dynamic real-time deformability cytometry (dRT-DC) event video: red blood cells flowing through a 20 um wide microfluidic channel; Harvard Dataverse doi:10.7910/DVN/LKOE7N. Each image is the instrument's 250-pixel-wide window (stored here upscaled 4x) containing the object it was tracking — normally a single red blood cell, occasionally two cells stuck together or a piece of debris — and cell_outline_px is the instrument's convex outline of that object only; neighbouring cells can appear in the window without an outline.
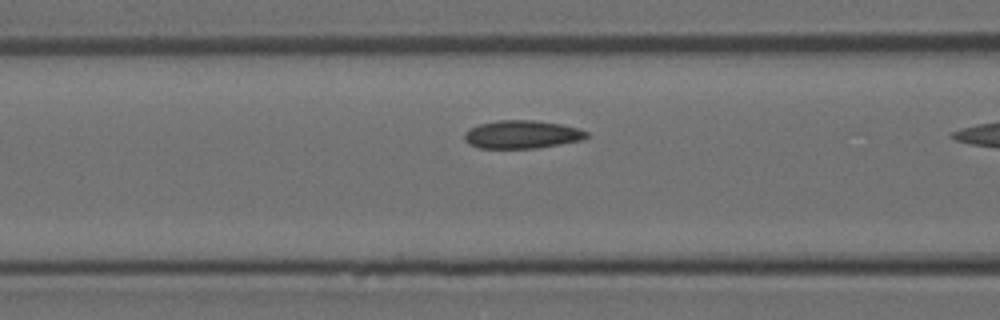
{"species": "Egyptian fruit bat (a non-hibernating species)", "species_latin": "Rousettus aegyptiacus", "temperature_condition": "room temperature", "stored_images_in_passage": 10, "camera_frame_rate_fps": 3000, "um_per_image_px": 0.085, "animal": {"sex": "female"}, "frame": {"image": 1, "passage_image": 9, "time_ms": 2.667, "image_size_px": [1000, 320], "cell_outline_px": [[588, 136], [584, 140], [536, 148], [480, 148], [468, 144], [464, 140], [464, 132], [480, 124], [496, 120], [532, 120], [560, 124], [580, 128], [588, 132]], "centroid_in_image_um": [44.38, 11.43], "position_along_channel_um": 122.2, "area_um2": 20.06}}